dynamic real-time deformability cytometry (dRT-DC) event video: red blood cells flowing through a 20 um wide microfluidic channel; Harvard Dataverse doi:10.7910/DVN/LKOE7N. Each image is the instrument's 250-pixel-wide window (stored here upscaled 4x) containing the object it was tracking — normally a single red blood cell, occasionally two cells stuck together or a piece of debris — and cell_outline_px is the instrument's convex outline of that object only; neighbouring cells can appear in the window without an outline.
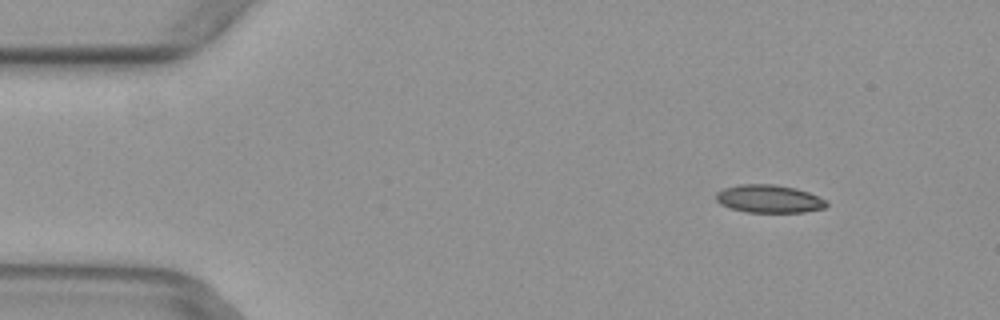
{"species": "common noctule bat (a hibernating species)", "species_latin": "Nyctalus noctula", "temperature_condition": "warm", "stored_images_in_passage": 5, "camera_frame_rate_fps": 3000, "um_per_image_px": 0.085, "animal": {"sex": "female", "body_mass_g": 29.2, "forearm_length_mm": 56.3}, "frame": {"image": 1, "passage_image": 2, "time_ms": 0.333, "image_size_px": [1000, 320], "cell_outline_px": [[828, 204], [824, 208], [804, 212], [744, 212], [720, 204], [716, 200], [716, 192], [724, 188], [740, 184], [772, 184], [796, 188], [808, 192], [824, 200]], "centroid_in_image_um": [65.33, 16.9], "position_along_channel_um": 19.7, "area_um2": 17.86}}